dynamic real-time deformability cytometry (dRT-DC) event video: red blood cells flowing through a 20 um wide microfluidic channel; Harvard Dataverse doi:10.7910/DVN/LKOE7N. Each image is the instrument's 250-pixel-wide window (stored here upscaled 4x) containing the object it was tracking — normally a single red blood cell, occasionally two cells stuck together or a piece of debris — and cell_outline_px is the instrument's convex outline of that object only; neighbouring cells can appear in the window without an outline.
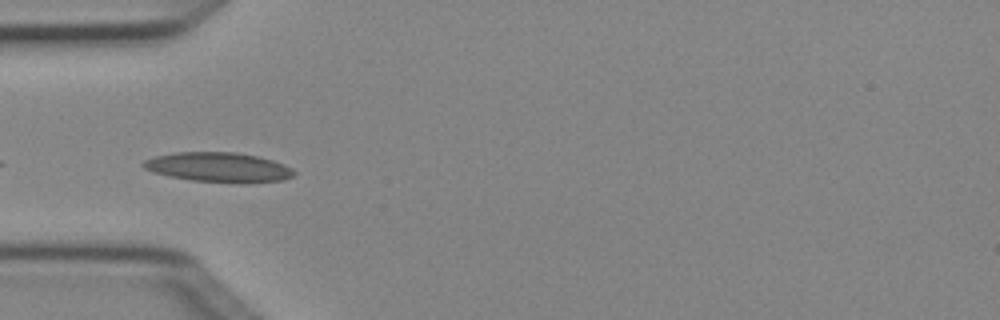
{"species": "Egyptian fruit bat (a non-hibernating species)", "species_latin": "Rousettus aegyptiacus", "temperature_condition": "cold", "stored_images_in_passage": 5, "camera_frame_rate_fps": 3000, "um_per_image_px": 0.085, "animal": {"sex": "female"}, "frame": {"image": 1, "passage_image": 5, "time_ms": 1.333, "image_size_px": [1000, 320], "cell_outline_px": [[296, 172], [292, 176], [284, 180], [244, 184], [192, 180], [168, 176], [152, 172], [144, 168], [140, 164], [144, 160], [156, 156], [176, 152], [236, 152], [256, 156], [272, 160], [284, 164], [292, 168]], "centroid_in_image_um": [18.59, 14.23], "position_along_channel_um": 66.4, "area_um2": 26.3}}